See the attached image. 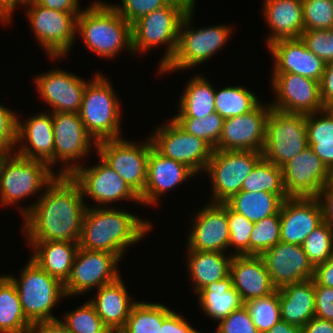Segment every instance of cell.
<instances>
[{"mask_svg":"<svg viewBox=\"0 0 333 333\" xmlns=\"http://www.w3.org/2000/svg\"><path fill=\"white\" fill-rule=\"evenodd\" d=\"M214 333H260L243 305L217 323Z\"/></svg>","mask_w":333,"mask_h":333,"instance_id":"50","label":"cell"},{"mask_svg":"<svg viewBox=\"0 0 333 333\" xmlns=\"http://www.w3.org/2000/svg\"><path fill=\"white\" fill-rule=\"evenodd\" d=\"M244 305L260 333L268 331L281 320L278 289L267 296L246 301Z\"/></svg>","mask_w":333,"mask_h":333,"instance_id":"41","label":"cell"},{"mask_svg":"<svg viewBox=\"0 0 333 333\" xmlns=\"http://www.w3.org/2000/svg\"><path fill=\"white\" fill-rule=\"evenodd\" d=\"M56 176L47 163L10 152L2 163L0 173V205L11 207L25 198L40 194Z\"/></svg>","mask_w":333,"mask_h":333,"instance_id":"8","label":"cell"},{"mask_svg":"<svg viewBox=\"0 0 333 333\" xmlns=\"http://www.w3.org/2000/svg\"><path fill=\"white\" fill-rule=\"evenodd\" d=\"M264 333H302V327L280 320Z\"/></svg>","mask_w":333,"mask_h":333,"instance_id":"62","label":"cell"},{"mask_svg":"<svg viewBox=\"0 0 333 333\" xmlns=\"http://www.w3.org/2000/svg\"><path fill=\"white\" fill-rule=\"evenodd\" d=\"M313 152L322 160L329 169L333 167V142H320L317 144H308Z\"/></svg>","mask_w":333,"mask_h":333,"instance_id":"59","label":"cell"},{"mask_svg":"<svg viewBox=\"0 0 333 333\" xmlns=\"http://www.w3.org/2000/svg\"><path fill=\"white\" fill-rule=\"evenodd\" d=\"M109 78L98 72L85 87L78 112L88 134L96 143L122 138L119 97Z\"/></svg>","mask_w":333,"mask_h":333,"instance_id":"4","label":"cell"},{"mask_svg":"<svg viewBox=\"0 0 333 333\" xmlns=\"http://www.w3.org/2000/svg\"><path fill=\"white\" fill-rule=\"evenodd\" d=\"M316 198L322 207L323 221L333 233V194L323 189Z\"/></svg>","mask_w":333,"mask_h":333,"instance_id":"57","label":"cell"},{"mask_svg":"<svg viewBox=\"0 0 333 333\" xmlns=\"http://www.w3.org/2000/svg\"><path fill=\"white\" fill-rule=\"evenodd\" d=\"M17 116V138L14 152L28 159L49 163L54 158L52 112L37 113L23 121ZM19 145V146H18Z\"/></svg>","mask_w":333,"mask_h":333,"instance_id":"26","label":"cell"},{"mask_svg":"<svg viewBox=\"0 0 333 333\" xmlns=\"http://www.w3.org/2000/svg\"><path fill=\"white\" fill-rule=\"evenodd\" d=\"M260 102L256 94L243 85L215 89V110L224 120L249 113Z\"/></svg>","mask_w":333,"mask_h":333,"instance_id":"37","label":"cell"},{"mask_svg":"<svg viewBox=\"0 0 333 333\" xmlns=\"http://www.w3.org/2000/svg\"><path fill=\"white\" fill-rule=\"evenodd\" d=\"M166 4L181 7L186 13L195 8L196 0H163Z\"/></svg>","mask_w":333,"mask_h":333,"instance_id":"63","label":"cell"},{"mask_svg":"<svg viewBox=\"0 0 333 333\" xmlns=\"http://www.w3.org/2000/svg\"><path fill=\"white\" fill-rule=\"evenodd\" d=\"M135 143L126 138L97 143L96 153L140 196L146 184L147 162L153 147L151 138Z\"/></svg>","mask_w":333,"mask_h":333,"instance_id":"13","label":"cell"},{"mask_svg":"<svg viewBox=\"0 0 333 333\" xmlns=\"http://www.w3.org/2000/svg\"><path fill=\"white\" fill-rule=\"evenodd\" d=\"M314 285L333 287V256L315 267Z\"/></svg>","mask_w":333,"mask_h":333,"instance_id":"55","label":"cell"},{"mask_svg":"<svg viewBox=\"0 0 333 333\" xmlns=\"http://www.w3.org/2000/svg\"><path fill=\"white\" fill-rule=\"evenodd\" d=\"M268 50L274 61L272 73H293L321 81L326 63L308 50L301 38L276 40Z\"/></svg>","mask_w":333,"mask_h":333,"instance_id":"24","label":"cell"},{"mask_svg":"<svg viewBox=\"0 0 333 333\" xmlns=\"http://www.w3.org/2000/svg\"><path fill=\"white\" fill-rule=\"evenodd\" d=\"M124 283L120 276L97 289L96 296L88 300L111 332H120L125 327L133 306L138 302L128 294Z\"/></svg>","mask_w":333,"mask_h":333,"instance_id":"28","label":"cell"},{"mask_svg":"<svg viewBox=\"0 0 333 333\" xmlns=\"http://www.w3.org/2000/svg\"><path fill=\"white\" fill-rule=\"evenodd\" d=\"M17 113L0 103V147L14 152L17 138Z\"/></svg>","mask_w":333,"mask_h":333,"instance_id":"51","label":"cell"},{"mask_svg":"<svg viewBox=\"0 0 333 333\" xmlns=\"http://www.w3.org/2000/svg\"><path fill=\"white\" fill-rule=\"evenodd\" d=\"M270 103H259L249 113L224 120L222 133L216 150L262 152L266 138V122L270 114Z\"/></svg>","mask_w":333,"mask_h":333,"instance_id":"18","label":"cell"},{"mask_svg":"<svg viewBox=\"0 0 333 333\" xmlns=\"http://www.w3.org/2000/svg\"><path fill=\"white\" fill-rule=\"evenodd\" d=\"M302 333H333V321L315 316L302 327Z\"/></svg>","mask_w":333,"mask_h":333,"instance_id":"60","label":"cell"},{"mask_svg":"<svg viewBox=\"0 0 333 333\" xmlns=\"http://www.w3.org/2000/svg\"><path fill=\"white\" fill-rule=\"evenodd\" d=\"M186 12L171 4L158 8L139 18L132 24V48L134 54L152 50L156 46L164 45L166 50L158 64L159 72L174 57L178 39L179 27Z\"/></svg>","mask_w":333,"mask_h":333,"instance_id":"7","label":"cell"},{"mask_svg":"<svg viewBox=\"0 0 333 333\" xmlns=\"http://www.w3.org/2000/svg\"><path fill=\"white\" fill-rule=\"evenodd\" d=\"M191 76L179 98L174 117L205 118L215 110V87L201 74Z\"/></svg>","mask_w":333,"mask_h":333,"instance_id":"34","label":"cell"},{"mask_svg":"<svg viewBox=\"0 0 333 333\" xmlns=\"http://www.w3.org/2000/svg\"><path fill=\"white\" fill-rule=\"evenodd\" d=\"M320 95L324 106L333 102V61L326 63L320 81Z\"/></svg>","mask_w":333,"mask_h":333,"instance_id":"54","label":"cell"},{"mask_svg":"<svg viewBox=\"0 0 333 333\" xmlns=\"http://www.w3.org/2000/svg\"><path fill=\"white\" fill-rule=\"evenodd\" d=\"M307 146L306 114L286 113L271 108L266 122L262 157L282 168Z\"/></svg>","mask_w":333,"mask_h":333,"instance_id":"11","label":"cell"},{"mask_svg":"<svg viewBox=\"0 0 333 333\" xmlns=\"http://www.w3.org/2000/svg\"><path fill=\"white\" fill-rule=\"evenodd\" d=\"M61 321L71 333H112L88 300L68 311Z\"/></svg>","mask_w":333,"mask_h":333,"instance_id":"42","label":"cell"},{"mask_svg":"<svg viewBox=\"0 0 333 333\" xmlns=\"http://www.w3.org/2000/svg\"><path fill=\"white\" fill-rule=\"evenodd\" d=\"M328 193L333 194V167L329 168L327 181L324 188Z\"/></svg>","mask_w":333,"mask_h":333,"instance_id":"64","label":"cell"},{"mask_svg":"<svg viewBox=\"0 0 333 333\" xmlns=\"http://www.w3.org/2000/svg\"><path fill=\"white\" fill-rule=\"evenodd\" d=\"M27 207L17 206L23 217L27 242L68 241L78 243L87 206L81 188L71 176L57 175Z\"/></svg>","mask_w":333,"mask_h":333,"instance_id":"1","label":"cell"},{"mask_svg":"<svg viewBox=\"0 0 333 333\" xmlns=\"http://www.w3.org/2000/svg\"><path fill=\"white\" fill-rule=\"evenodd\" d=\"M260 256L276 289L313 279L315 267L301 245L280 241Z\"/></svg>","mask_w":333,"mask_h":333,"instance_id":"22","label":"cell"},{"mask_svg":"<svg viewBox=\"0 0 333 333\" xmlns=\"http://www.w3.org/2000/svg\"><path fill=\"white\" fill-rule=\"evenodd\" d=\"M315 316L333 321V287L315 285Z\"/></svg>","mask_w":333,"mask_h":333,"instance_id":"52","label":"cell"},{"mask_svg":"<svg viewBox=\"0 0 333 333\" xmlns=\"http://www.w3.org/2000/svg\"><path fill=\"white\" fill-rule=\"evenodd\" d=\"M97 156V165H81L70 175L81 188L83 197H90L97 204L95 207H111L108 205L122 200L141 204L140 197L133 189L99 155Z\"/></svg>","mask_w":333,"mask_h":333,"instance_id":"16","label":"cell"},{"mask_svg":"<svg viewBox=\"0 0 333 333\" xmlns=\"http://www.w3.org/2000/svg\"><path fill=\"white\" fill-rule=\"evenodd\" d=\"M27 0H0V21L5 25L12 22L16 7L24 6Z\"/></svg>","mask_w":333,"mask_h":333,"instance_id":"61","label":"cell"},{"mask_svg":"<svg viewBox=\"0 0 333 333\" xmlns=\"http://www.w3.org/2000/svg\"><path fill=\"white\" fill-rule=\"evenodd\" d=\"M171 119L185 132L203 139L213 149L218 145L224 119L217 112L205 118L173 117Z\"/></svg>","mask_w":333,"mask_h":333,"instance_id":"40","label":"cell"},{"mask_svg":"<svg viewBox=\"0 0 333 333\" xmlns=\"http://www.w3.org/2000/svg\"><path fill=\"white\" fill-rule=\"evenodd\" d=\"M24 7L34 37L48 57L56 60L67 56L76 40L77 16L81 12L53 10L32 1Z\"/></svg>","mask_w":333,"mask_h":333,"instance_id":"9","label":"cell"},{"mask_svg":"<svg viewBox=\"0 0 333 333\" xmlns=\"http://www.w3.org/2000/svg\"><path fill=\"white\" fill-rule=\"evenodd\" d=\"M30 333H71L60 319L33 323Z\"/></svg>","mask_w":333,"mask_h":333,"instance_id":"58","label":"cell"},{"mask_svg":"<svg viewBox=\"0 0 333 333\" xmlns=\"http://www.w3.org/2000/svg\"><path fill=\"white\" fill-rule=\"evenodd\" d=\"M160 333H202L193 328L184 316L171 310L163 319Z\"/></svg>","mask_w":333,"mask_h":333,"instance_id":"53","label":"cell"},{"mask_svg":"<svg viewBox=\"0 0 333 333\" xmlns=\"http://www.w3.org/2000/svg\"><path fill=\"white\" fill-rule=\"evenodd\" d=\"M76 35L81 36L85 46L106 59L115 57L132 48V25L110 3L94 1L77 16ZM79 33V34H78Z\"/></svg>","mask_w":333,"mask_h":333,"instance_id":"3","label":"cell"},{"mask_svg":"<svg viewBox=\"0 0 333 333\" xmlns=\"http://www.w3.org/2000/svg\"><path fill=\"white\" fill-rule=\"evenodd\" d=\"M26 263L19 278L7 275L16 286L25 317L31 324L58 319L52 308L66 297L64 284L30 257Z\"/></svg>","mask_w":333,"mask_h":333,"instance_id":"5","label":"cell"},{"mask_svg":"<svg viewBox=\"0 0 333 333\" xmlns=\"http://www.w3.org/2000/svg\"><path fill=\"white\" fill-rule=\"evenodd\" d=\"M195 173L186 165L160 154L151 148L147 162V179L143 193L139 196L141 204L159 205L160 198L174 187L188 181Z\"/></svg>","mask_w":333,"mask_h":333,"instance_id":"25","label":"cell"},{"mask_svg":"<svg viewBox=\"0 0 333 333\" xmlns=\"http://www.w3.org/2000/svg\"><path fill=\"white\" fill-rule=\"evenodd\" d=\"M324 109L329 113V115L333 118V102L324 106Z\"/></svg>","mask_w":333,"mask_h":333,"instance_id":"66","label":"cell"},{"mask_svg":"<svg viewBox=\"0 0 333 333\" xmlns=\"http://www.w3.org/2000/svg\"><path fill=\"white\" fill-rule=\"evenodd\" d=\"M195 9L185 14L179 27L178 45L174 57L159 72L160 74L195 68L208 62L228 42L232 26L214 25L192 28ZM194 29V30H193Z\"/></svg>","mask_w":333,"mask_h":333,"instance_id":"6","label":"cell"},{"mask_svg":"<svg viewBox=\"0 0 333 333\" xmlns=\"http://www.w3.org/2000/svg\"><path fill=\"white\" fill-rule=\"evenodd\" d=\"M263 15L270 28L266 45L279 39L300 38L304 32L302 0H264Z\"/></svg>","mask_w":333,"mask_h":333,"instance_id":"29","label":"cell"},{"mask_svg":"<svg viewBox=\"0 0 333 333\" xmlns=\"http://www.w3.org/2000/svg\"><path fill=\"white\" fill-rule=\"evenodd\" d=\"M304 31L333 29L331 0H302Z\"/></svg>","mask_w":333,"mask_h":333,"instance_id":"46","label":"cell"},{"mask_svg":"<svg viewBox=\"0 0 333 333\" xmlns=\"http://www.w3.org/2000/svg\"><path fill=\"white\" fill-rule=\"evenodd\" d=\"M119 262L121 259L116 254L79 247L69 278L64 283L66 297H76L116 281L121 276Z\"/></svg>","mask_w":333,"mask_h":333,"instance_id":"15","label":"cell"},{"mask_svg":"<svg viewBox=\"0 0 333 333\" xmlns=\"http://www.w3.org/2000/svg\"><path fill=\"white\" fill-rule=\"evenodd\" d=\"M90 207L83 216L80 248L110 252L122 260L127 248L139 243L153 228L149 219L143 220L115 206L95 207L94 203Z\"/></svg>","mask_w":333,"mask_h":333,"instance_id":"2","label":"cell"},{"mask_svg":"<svg viewBox=\"0 0 333 333\" xmlns=\"http://www.w3.org/2000/svg\"><path fill=\"white\" fill-rule=\"evenodd\" d=\"M262 158V152L253 150L212 152L205 173L211 179L212 197L210 203H225L241 191L244 179Z\"/></svg>","mask_w":333,"mask_h":333,"instance_id":"12","label":"cell"},{"mask_svg":"<svg viewBox=\"0 0 333 333\" xmlns=\"http://www.w3.org/2000/svg\"><path fill=\"white\" fill-rule=\"evenodd\" d=\"M233 287L242 301L267 296L276 288L272 285L268 270L260 255H235L230 263Z\"/></svg>","mask_w":333,"mask_h":333,"instance_id":"27","label":"cell"},{"mask_svg":"<svg viewBox=\"0 0 333 333\" xmlns=\"http://www.w3.org/2000/svg\"><path fill=\"white\" fill-rule=\"evenodd\" d=\"M186 247L189 250L223 252L229 249L226 203H207L191 217Z\"/></svg>","mask_w":333,"mask_h":333,"instance_id":"19","label":"cell"},{"mask_svg":"<svg viewBox=\"0 0 333 333\" xmlns=\"http://www.w3.org/2000/svg\"><path fill=\"white\" fill-rule=\"evenodd\" d=\"M307 144L333 142V118L323 109L306 115Z\"/></svg>","mask_w":333,"mask_h":333,"instance_id":"47","label":"cell"},{"mask_svg":"<svg viewBox=\"0 0 333 333\" xmlns=\"http://www.w3.org/2000/svg\"><path fill=\"white\" fill-rule=\"evenodd\" d=\"M281 320L303 327L315 317L314 280L285 285L278 289Z\"/></svg>","mask_w":333,"mask_h":333,"instance_id":"30","label":"cell"},{"mask_svg":"<svg viewBox=\"0 0 333 333\" xmlns=\"http://www.w3.org/2000/svg\"><path fill=\"white\" fill-rule=\"evenodd\" d=\"M227 220L229 225V248L233 246V251L230 254L235 255H250V236L254 223L233 211L227 205Z\"/></svg>","mask_w":333,"mask_h":333,"instance_id":"45","label":"cell"},{"mask_svg":"<svg viewBox=\"0 0 333 333\" xmlns=\"http://www.w3.org/2000/svg\"><path fill=\"white\" fill-rule=\"evenodd\" d=\"M283 199L268 192L240 191L225 203L235 212L242 214L253 223L280 213Z\"/></svg>","mask_w":333,"mask_h":333,"instance_id":"36","label":"cell"},{"mask_svg":"<svg viewBox=\"0 0 333 333\" xmlns=\"http://www.w3.org/2000/svg\"><path fill=\"white\" fill-rule=\"evenodd\" d=\"M32 324L25 317L12 280L0 276V333H30Z\"/></svg>","mask_w":333,"mask_h":333,"instance_id":"35","label":"cell"},{"mask_svg":"<svg viewBox=\"0 0 333 333\" xmlns=\"http://www.w3.org/2000/svg\"><path fill=\"white\" fill-rule=\"evenodd\" d=\"M46 8L59 10L63 12H81L83 9L79 6V0H31Z\"/></svg>","mask_w":333,"mask_h":333,"instance_id":"56","label":"cell"},{"mask_svg":"<svg viewBox=\"0 0 333 333\" xmlns=\"http://www.w3.org/2000/svg\"><path fill=\"white\" fill-rule=\"evenodd\" d=\"M186 269L192 281L195 293L214 281H220L230 274V263L233 255L223 252H207L186 248Z\"/></svg>","mask_w":333,"mask_h":333,"instance_id":"32","label":"cell"},{"mask_svg":"<svg viewBox=\"0 0 333 333\" xmlns=\"http://www.w3.org/2000/svg\"><path fill=\"white\" fill-rule=\"evenodd\" d=\"M149 135L153 147L163 156L190 168L196 176L205 171L213 148L203 139L188 134L172 119Z\"/></svg>","mask_w":333,"mask_h":333,"instance_id":"14","label":"cell"},{"mask_svg":"<svg viewBox=\"0 0 333 333\" xmlns=\"http://www.w3.org/2000/svg\"><path fill=\"white\" fill-rule=\"evenodd\" d=\"M300 38L325 63L333 61V29L304 31Z\"/></svg>","mask_w":333,"mask_h":333,"instance_id":"48","label":"cell"},{"mask_svg":"<svg viewBox=\"0 0 333 333\" xmlns=\"http://www.w3.org/2000/svg\"><path fill=\"white\" fill-rule=\"evenodd\" d=\"M280 241V213H276L254 223L250 236V255H261Z\"/></svg>","mask_w":333,"mask_h":333,"instance_id":"43","label":"cell"},{"mask_svg":"<svg viewBox=\"0 0 333 333\" xmlns=\"http://www.w3.org/2000/svg\"><path fill=\"white\" fill-rule=\"evenodd\" d=\"M34 252L30 258L49 275L63 284L68 280L78 243L68 241L27 242Z\"/></svg>","mask_w":333,"mask_h":333,"instance_id":"31","label":"cell"},{"mask_svg":"<svg viewBox=\"0 0 333 333\" xmlns=\"http://www.w3.org/2000/svg\"><path fill=\"white\" fill-rule=\"evenodd\" d=\"M197 295L199 308L210 319L217 322L244 305L240 293L233 287L230 274L220 281L209 284Z\"/></svg>","mask_w":333,"mask_h":333,"instance_id":"33","label":"cell"},{"mask_svg":"<svg viewBox=\"0 0 333 333\" xmlns=\"http://www.w3.org/2000/svg\"><path fill=\"white\" fill-rule=\"evenodd\" d=\"M34 78L39 96L51 107L48 111L79 112L85 87L90 80H83L80 76L58 67Z\"/></svg>","mask_w":333,"mask_h":333,"instance_id":"20","label":"cell"},{"mask_svg":"<svg viewBox=\"0 0 333 333\" xmlns=\"http://www.w3.org/2000/svg\"><path fill=\"white\" fill-rule=\"evenodd\" d=\"M302 247L314 267L333 256V233L324 221L305 239Z\"/></svg>","mask_w":333,"mask_h":333,"instance_id":"44","label":"cell"},{"mask_svg":"<svg viewBox=\"0 0 333 333\" xmlns=\"http://www.w3.org/2000/svg\"><path fill=\"white\" fill-rule=\"evenodd\" d=\"M241 191H263L277 194L283 200L289 198L283 185L282 168L263 157L256 163L251 173L244 179Z\"/></svg>","mask_w":333,"mask_h":333,"instance_id":"38","label":"cell"},{"mask_svg":"<svg viewBox=\"0 0 333 333\" xmlns=\"http://www.w3.org/2000/svg\"><path fill=\"white\" fill-rule=\"evenodd\" d=\"M10 152L1 148L0 147V173H1V168H2V163L5 159V157L9 154Z\"/></svg>","mask_w":333,"mask_h":333,"instance_id":"65","label":"cell"},{"mask_svg":"<svg viewBox=\"0 0 333 333\" xmlns=\"http://www.w3.org/2000/svg\"><path fill=\"white\" fill-rule=\"evenodd\" d=\"M270 85L276 96L271 108L296 114H311L324 109L320 82L293 73H272Z\"/></svg>","mask_w":333,"mask_h":333,"instance_id":"17","label":"cell"},{"mask_svg":"<svg viewBox=\"0 0 333 333\" xmlns=\"http://www.w3.org/2000/svg\"><path fill=\"white\" fill-rule=\"evenodd\" d=\"M170 311L164 303L138 301L120 333H160L163 319Z\"/></svg>","mask_w":333,"mask_h":333,"instance_id":"39","label":"cell"},{"mask_svg":"<svg viewBox=\"0 0 333 333\" xmlns=\"http://www.w3.org/2000/svg\"><path fill=\"white\" fill-rule=\"evenodd\" d=\"M322 222V207L316 197H289L280 209L281 241L302 246Z\"/></svg>","mask_w":333,"mask_h":333,"instance_id":"23","label":"cell"},{"mask_svg":"<svg viewBox=\"0 0 333 333\" xmlns=\"http://www.w3.org/2000/svg\"><path fill=\"white\" fill-rule=\"evenodd\" d=\"M52 117L54 158L48 166L53 170V166L61 162L59 165L62 167L56 174L70 176L83 164L79 161L91 154V148L96 151L97 143L86 131L78 113L54 112Z\"/></svg>","mask_w":333,"mask_h":333,"instance_id":"10","label":"cell"},{"mask_svg":"<svg viewBox=\"0 0 333 333\" xmlns=\"http://www.w3.org/2000/svg\"><path fill=\"white\" fill-rule=\"evenodd\" d=\"M329 169L307 146L282 167L288 197H317L325 188Z\"/></svg>","mask_w":333,"mask_h":333,"instance_id":"21","label":"cell"},{"mask_svg":"<svg viewBox=\"0 0 333 333\" xmlns=\"http://www.w3.org/2000/svg\"><path fill=\"white\" fill-rule=\"evenodd\" d=\"M120 2V5L111 3V6L131 25L139 18L166 5L163 0H121Z\"/></svg>","mask_w":333,"mask_h":333,"instance_id":"49","label":"cell"}]
</instances>
